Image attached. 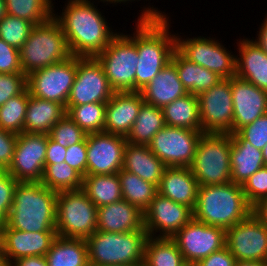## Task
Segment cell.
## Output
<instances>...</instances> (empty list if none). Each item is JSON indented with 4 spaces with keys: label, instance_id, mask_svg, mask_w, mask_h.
Returning a JSON list of instances; mask_svg holds the SVG:
<instances>
[{
    "label": "cell",
    "instance_id": "cell-62",
    "mask_svg": "<svg viewBox=\"0 0 267 266\" xmlns=\"http://www.w3.org/2000/svg\"><path fill=\"white\" fill-rule=\"evenodd\" d=\"M185 266H196V264H185Z\"/></svg>",
    "mask_w": 267,
    "mask_h": 266
},
{
    "label": "cell",
    "instance_id": "cell-57",
    "mask_svg": "<svg viewBox=\"0 0 267 266\" xmlns=\"http://www.w3.org/2000/svg\"><path fill=\"white\" fill-rule=\"evenodd\" d=\"M7 14L6 1L0 0V20Z\"/></svg>",
    "mask_w": 267,
    "mask_h": 266
},
{
    "label": "cell",
    "instance_id": "cell-8",
    "mask_svg": "<svg viewBox=\"0 0 267 266\" xmlns=\"http://www.w3.org/2000/svg\"><path fill=\"white\" fill-rule=\"evenodd\" d=\"M97 217V206L82 189L58 192L57 236L86 240L97 230Z\"/></svg>",
    "mask_w": 267,
    "mask_h": 266
},
{
    "label": "cell",
    "instance_id": "cell-45",
    "mask_svg": "<svg viewBox=\"0 0 267 266\" xmlns=\"http://www.w3.org/2000/svg\"><path fill=\"white\" fill-rule=\"evenodd\" d=\"M237 133L252 146L262 150L267 144V113L242 127Z\"/></svg>",
    "mask_w": 267,
    "mask_h": 266
},
{
    "label": "cell",
    "instance_id": "cell-40",
    "mask_svg": "<svg viewBox=\"0 0 267 266\" xmlns=\"http://www.w3.org/2000/svg\"><path fill=\"white\" fill-rule=\"evenodd\" d=\"M29 90L9 99L0 107V127L12 133L24 132V120L29 101Z\"/></svg>",
    "mask_w": 267,
    "mask_h": 266
},
{
    "label": "cell",
    "instance_id": "cell-42",
    "mask_svg": "<svg viewBox=\"0 0 267 266\" xmlns=\"http://www.w3.org/2000/svg\"><path fill=\"white\" fill-rule=\"evenodd\" d=\"M87 134L66 114L52 128L49 137L63 147L82 142Z\"/></svg>",
    "mask_w": 267,
    "mask_h": 266
},
{
    "label": "cell",
    "instance_id": "cell-1",
    "mask_svg": "<svg viewBox=\"0 0 267 266\" xmlns=\"http://www.w3.org/2000/svg\"><path fill=\"white\" fill-rule=\"evenodd\" d=\"M170 21L165 12L156 7L149 5L141 10L132 33L139 58L135 92L142 90L171 61L176 36L170 32Z\"/></svg>",
    "mask_w": 267,
    "mask_h": 266
},
{
    "label": "cell",
    "instance_id": "cell-16",
    "mask_svg": "<svg viewBox=\"0 0 267 266\" xmlns=\"http://www.w3.org/2000/svg\"><path fill=\"white\" fill-rule=\"evenodd\" d=\"M48 135L24 132L18 134L13 160L7 170L18 182H41Z\"/></svg>",
    "mask_w": 267,
    "mask_h": 266
},
{
    "label": "cell",
    "instance_id": "cell-27",
    "mask_svg": "<svg viewBox=\"0 0 267 266\" xmlns=\"http://www.w3.org/2000/svg\"><path fill=\"white\" fill-rule=\"evenodd\" d=\"M231 182L243 185L246 180L265 166L262 150L252 146L237 132L231 134Z\"/></svg>",
    "mask_w": 267,
    "mask_h": 266
},
{
    "label": "cell",
    "instance_id": "cell-38",
    "mask_svg": "<svg viewBox=\"0 0 267 266\" xmlns=\"http://www.w3.org/2000/svg\"><path fill=\"white\" fill-rule=\"evenodd\" d=\"M67 115L86 133L103 132L106 103L66 105Z\"/></svg>",
    "mask_w": 267,
    "mask_h": 266
},
{
    "label": "cell",
    "instance_id": "cell-34",
    "mask_svg": "<svg viewBox=\"0 0 267 266\" xmlns=\"http://www.w3.org/2000/svg\"><path fill=\"white\" fill-rule=\"evenodd\" d=\"M82 190L97 208L122 200V190L118 174L86 175Z\"/></svg>",
    "mask_w": 267,
    "mask_h": 266
},
{
    "label": "cell",
    "instance_id": "cell-11",
    "mask_svg": "<svg viewBox=\"0 0 267 266\" xmlns=\"http://www.w3.org/2000/svg\"><path fill=\"white\" fill-rule=\"evenodd\" d=\"M77 73V57L36 70L27 76L30 95L62 104L65 108Z\"/></svg>",
    "mask_w": 267,
    "mask_h": 266
},
{
    "label": "cell",
    "instance_id": "cell-23",
    "mask_svg": "<svg viewBox=\"0 0 267 266\" xmlns=\"http://www.w3.org/2000/svg\"><path fill=\"white\" fill-rule=\"evenodd\" d=\"M97 215L98 231L125 233L145 229L144 212L123 199L97 208Z\"/></svg>",
    "mask_w": 267,
    "mask_h": 266
},
{
    "label": "cell",
    "instance_id": "cell-32",
    "mask_svg": "<svg viewBox=\"0 0 267 266\" xmlns=\"http://www.w3.org/2000/svg\"><path fill=\"white\" fill-rule=\"evenodd\" d=\"M162 111L166 125L202 131L197 95L187 93L165 105Z\"/></svg>",
    "mask_w": 267,
    "mask_h": 266
},
{
    "label": "cell",
    "instance_id": "cell-6",
    "mask_svg": "<svg viewBox=\"0 0 267 266\" xmlns=\"http://www.w3.org/2000/svg\"><path fill=\"white\" fill-rule=\"evenodd\" d=\"M147 231L113 233L96 230L86 239L89 265H124L144 261Z\"/></svg>",
    "mask_w": 267,
    "mask_h": 266
},
{
    "label": "cell",
    "instance_id": "cell-54",
    "mask_svg": "<svg viewBox=\"0 0 267 266\" xmlns=\"http://www.w3.org/2000/svg\"><path fill=\"white\" fill-rule=\"evenodd\" d=\"M259 31H257V39H252L262 50L267 54V16L265 15L264 21H262Z\"/></svg>",
    "mask_w": 267,
    "mask_h": 266
},
{
    "label": "cell",
    "instance_id": "cell-31",
    "mask_svg": "<svg viewBox=\"0 0 267 266\" xmlns=\"http://www.w3.org/2000/svg\"><path fill=\"white\" fill-rule=\"evenodd\" d=\"M45 258L48 266H89L87 242L57 236Z\"/></svg>",
    "mask_w": 267,
    "mask_h": 266
},
{
    "label": "cell",
    "instance_id": "cell-3",
    "mask_svg": "<svg viewBox=\"0 0 267 266\" xmlns=\"http://www.w3.org/2000/svg\"><path fill=\"white\" fill-rule=\"evenodd\" d=\"M57 195L40 182H18L6 225L27 232L56 231Z\"/></svg>",
    "mask_w": 267,
    "mask_h": 266
},
{
    "label": "cell",
    "instance_id": "cell-29",
    "mask_svg": "<svg viewBox=\"0 0 267 266\" xmlns=\"http://www.w3.org/2000/svg\"><path fill=\"white\" fill-rule=\"evenodd\" d=\"M66 108L57 102L29 96L24 120V133L49 134L51 128L66 113Z\"/></svg>",
    "mask_w": 267,
    "mask_h": 266
},
{
    "label": "cell",
    "instance_id": "cell-58",
    "mask_svg": "<svg viewBox=\"0 0 267 266\" xmlns=\"http://www.w3.org/2000/svg\"><path fill=\"white\" fill-rule=\"evenodd\" d=\"M0 266H10L0 247Z\"/></svg>",
    "mask_w": 267,
    "mask_h": 266
},
{
    "label": "cell",
    "instance_id": "cell-33",
    "mask_svg": "<svg viewBox=\"0 0 267 266\" xmlns=\"http://www.w3.org/2000/svg\"><path fill=\"white\" fill-rule=\"evenodd\" d=\"M165 125L162 108L144 103L126 141L134 145H149L155 134Z\"/></svg>",
    "mask_w": 267,
    "mask_h": 266
},
{
    "label": "cell",
    "instance_id": "cell-51",
    "mask_svg": "<svg viewBox=\"0 0 267 266\" xmlns=\"http://www.w3.org/2000/svg\"><path fill=\"white\" fill-rule=\"evenodd\" d=\"M67 147L52 140L48 135L45 164H57L65 161Z\"/></svg>",
    "mask_w": 267,
    "mask_h": 266
},
{
    "label": "cell",
    "instance_id": "cell-30",
    "mask_svg": "<svg viewBox=\"0 0 267 266\" xmlns=\"http://www.w3.org/2000/svg\"><path fill=\"white\" fill-rule=\"evenodd\" d=\"M171 61L176 66L183 87L193 95L198 96L223 79L217 73L189 61L177 49L173 51Z\"/></svg>",
    "mask_w": 267,
    "mask_h": 266
},
{
    "label": "cell",
    "instance_id": "cell-25",
    "mask_svg": "<svg viewBox=\"0 0 267 266\" xmlns=\"http://www.w3.org/2000/svg\"><path fill=\"white\" fill-rule=\"evenodd\" d=\"M237 44L236 76L267 91V54L250 38Z\"/></svg>",
    "mask_w": 267,
    "mask_h": 266
},
{
    "label": "cell",
    "instance_id": "cell-47",
    "mask_svg": "<svg viewBox=\"0 0 267 266\" xmlns=\"http://www.w3.org/2000/svg\"><path fill=\"white\" fill-rule=\"evenodd\" d=\"M0 73H23L19 49L0 38Z\"/></svg>",
    "mask_w": 267,
    "mask_h": 266
},
{
    "label": "cell",
    "instance_id": "cell-48",
    "mask_svg": "<svg viewBox=\"0 0 267 266\" xmlns=\"http://www.w3.org/2000/svg\"><path fill=\"white\" fill-rule=\"evenodd\" d=\"M65 162L82 177L87 175V144L86 138L77 144L67 146Z\"/></svg>",
    "mask_w": 267,
    "mask_h": 266
},
{
    "label": "cell",
    "instance_id": "cell-9",
    "mask_svg": "<svg viewBox=\"0 0 267 266\" xmlns=\"http://www.w3.org/2000/svg\"><path fill=\"white\" fill-rule=\"evenodd\" d=\"M115 92H135L138 52L133 35L118 32L109 45L95 57Z\"/></svg>",
    "mask_w": 267,
    "mask_h": 266
},
{
    "label": "cell",
    "instance_id": "cell-5",
    "mask_svg": "<svg viewBox=\"0 0 267 266\" xmlns=\"http://www.w3.org/2000/svg\"><path fill=\"white\" fill-rule=\"evenodd\" d=\"M19 51L22 71L26 76L71 57L65 34L53 16L34 25Z\"/></svg>",
    "mask_w": 267,
    "mask_h": 266
},
{
    "label": "cell",
    "instance_id": "cell-43",
    "mask_svg": "<svg viewBox=\"0 0 267 266\" xmlns=\"http://www.w3.org/2000/svg\"><path fill=\"white\" fill-rule=\"evenodd\" d=\"M242 189L251 206L267 197V166H263L251 175L242 185Z\"/></svg>",
    "mask_w": 267,
    "mask_h": 266
},
{
    "label": "cell",
    "instance_id": "cell-26",
    "mask_svg": "<svg viewBox=\"0 0 267 266\" xmlns=\"http://www.w3.org/2000/svg\"><path fill=\"white\" fill-rule=\"evenodd\" d=\"M139 92L146 104L159 108H163L188 93L183 87L172 61Z\"/></svg>",
    "mask_w": 267,
    "mask_h": 266
},
{
    "label": "cell",
    "instance_id": "cell-36",
    "mask_svg": "<svg viewBox=\"0 0 267 266\" xmlns=\"http://www.w3.org/2000/svg\"><path fill=\"white\" fill-rule=\"evenodd\" d=\"M117 174L120 179L122 199L144 212L158 194V186L123 169Z\"/></svg>",
    "mask_w": 267,
    "mask_h": 266
},
{
    "label": "cell",
    "instance_id": "cell-28",
    "mask_svg": "<svg viewBox=\"0 0 267 266\" xmlns=\"http://www.w3.org/2000/svg\"><path fill=\"white\" fill-rule=\"evenodd\" d=\"M165 164L150 150L148 145H134L127 142L122 169L141 179L159 186Z\"/></svg>",
    "mask_w": 267,
    "mask_h": 266
},
{
    "label": "cell",
    "instance_id": "cell-18",
    "mask_svg": "<svg viewBox=\"0 0 267 266\" xmlns=\"http://www.w3.org/2000/svg\"><path fill=\"white\" fill-rule=\"evenodd\" d=\"M87 175L118 173L123 166L126 137L99 132L86 136Z\"/></svg>",
    "mask_w": 267,
    "mask_h": 266
},
{
    "label": "cell",
    "instance_id": "cell-61",
    "mask_svg": "<svg viewBox=\"0 0 267 266\" xmlns=\"http://www.w3.org/2000/svg\"><path fill=\"white\" fill-rule=\"evenodd\" d=\"M262 154H263L264 164L265 166H267V144L262 149Z\"/></svg>",
    "mask_w": 267,
    "mask_h": 266
},
{
    "label": "cell",
    "instance_id": "cell-19",
    "mask_svg": "<svg viewBox=\"0 0 267 266\" xmlns=\"http://www.w3.org/2000/svg\"><path fill=\"white\" fill-rule=\"evenodd\" d=\"M192 218L190 207L158 193L144 211V227L148 236L172 238Z\"/></svg>",
    "mask_w": 267,
    "mask_h": 266
},
{
    "label": "cell",
    "instance_id": "cell-2",
    "mask_svg": "<svg viewBox=\"0 0 267 266\" xmlns=\"http://www.w3.org/2000/svg\"><path fill=\"white\" fill-rule=\"evenodd\" d=\"M62 12L53 17L60 24L71 56L96 57L118 33L91 0H68ZM109 24V25H108Z\"/></svg>",
    "mask_w": 267,
    "mask_h": 266
},
{
    "label": "cell",
    "instance_id": "cell-37",
    "mask_svg": "<svg viewBox=\"0 0 267 266\" xmlns=\"http://www.w3.org/2000/svg\"><path fill=\"white\" fill-rule=\"evenodd\" d=\"M83 177L65 161L45 164L41 184L55 192L82 189Z\"/></svg>",
    "mask_w": 267,
    "mask_h": 266
},
{
    "label": "cell",
    "instance_id": "cell-39",
    "mask_svg": "<svg viewBox=\"0 0 267 266\" xmlns=\"http://www.w3.org/2000/svg\"><path fill=\"white\" fill-rule=\"evenodd\" d=\"M8 15L28 20L34 25L44 23L53 16L52 0H5Z\"/></svg>",
    "mask_w": 267,
    "mask_h": 266
},
{
    "label": "cell",
    "instance_id": "cell-44",
    "mask_svg": "<svg viewBox=\"0 0 267 266\" xmlns=\"http://www.w3.org/2000/svg\"><path fill=\"white\" fill-rule=\"evenodd\" d=\"M26 89L27 76L24 73H0V107Z\"/></svg>",
    "mask_w": 267,
    "mask_h": 266
},
{
    "label": "cell",
    "instance_id": "cell-21",
    "mask_svg": "<svg viewBox=\"0 0 267 266\" xmlns=\"http://www.w3.org/2000/svg\"><path fill=\"white\" fill-rule=\"evenodd\" d=\"M56 237V231L27 232L5 225L0 247L10 265L23 257L45 256Z\"/></svg>",
    "mask_w": 267,
    "mask_h": 266
},
{
    "label": "cell",
    "instance_id": "cell-24",
    "mask_svg": "<svg viewBox=\"0 0 267 266\" xmlns=\"http://www.w3.org/2000/svg\"><path fill=\"white\" fill-rule=\"evenodd\" d=\"M198 189V181L189 167H166L158 186V193L194 210Z\"/></svg>",
    "mask_w": 267,
    "mask_h": 266
},
{
    "label": "cell",
    "instance_id": "cell-60",
    "mask_svg": "<svg viewBox=\"0 0 267 266\" xmlns=\"http://www.w3.org/2000/svg\"><path fill=\"white\" fill-rule=\"evenodd\" d=\"M6 220L0 215V237L2 234V230L5 228Z\"/></svg>",
    "mask_w": 267,
    "mask_h": 266
},
{
    "label": "cell",
    "instance_id": "cell-50",
    "mask_svg": "<svg viewBox=\"0 0 267 266\" xmlns=\"http://www.w3.org/2000/svg\"><path fill=\"white\" fill-rule=\"evenodd\" d=\"M236 259L225 246L221 250L211 253L200 260L196 266H235Z\"/></svg>",
    "mask_w": 267,
    "mask_h": 266
},
{
    "label": "cell",
    "instance_id": "cell-13",
    "mask_svg": "<svg viewBox=\"0 0 267 266\" xmlns=\"http://www.w3.org/2000/svg\"><path fill=\"white\" fill-rule=\"evenodd\" d=\"M203 133H233V97L230 78H223L215 86L198 95Z\"/></svg>",
    "mask_w": 267,
    "mask_h": 266
},
{
    "label": "cell",
    "instance_id": "cell-53",
    "mask_svg": "<svg viewBox=\"0 0 267 266\" xmlns=\"http://www.w3.org/2000/svg\"><path fill=\"white\" fill-rule=\"evenodd\" d=\"M252 214L265 226H267V197L252 206Z\"/></svg>",
    "mask_w": 267,
    "mask_h": 266
},
{
    "label": "cell",
    "instance_id": "cell-55",
    "mask_svg": "<svg viewBox=\"0 0 267 266\" xmlns=\"http://www.w3.org/2000/svg\"><path fill=\"white\" fill-rule=\"evenodd\" d=\"M235 266H267V261H236Z\"/></svg>",
    "mask_w": 267,
    "mask_h": 266
},
{
    "label": "cell",
    "instance_id": "cell-46",
    "mask_svg": "<svg viewBox=\"0 0 267 266\" xmlns=\"http://www.w3.org/2000/svg\"><path fill=\"white\" fill-rule=\"evenodd\" d=\"M17 183L18 181L7 170H0V215L5 220L12 208Z\"/></svg>",
    "mask_w": 267,
    "mask_h": 266
},
{
    "label": "cell",
    "instance_id": "cell-4",
    "mask_svg": "<svg viewBox=\"0 0 267 266\" xmlns=\"http://www.w3.org/2000/svg\"><path fill=\"white\" fill-rule=\"evenodd\" d=\"M252 213L242 186L229 182L199 186L193 218L225 231Z\"/></svg>",
    "mask_w": 267,
    "mask_h": 266
},
{
    "label": "cell",
    "instance_id": "cell-10",
    "mask_svg": "<svg viewBox=\"0 0 267 266\" xmlns=\"http://www.w3.org/2000/svg\"><path fill=\"white\" fill-rule=\"evenodd\" d=\"M175 36L176 49L189 61L217 73L222 78L236 76V55L218 39L206 36L184 39L178 33Z\"/></svg>",
    "mask_w": 267,
    "mask_h": 266
},
{
    "label": "cell",
    "instance_id": "cell-20",
    "mask_svg": "<svg viewBox=\"0 0 267 266\" xmlns=\"http://www.w3.org/2000/svg\"><path fill=\"white\" fill-rule=\"evenodd\" d=\"M233 97V133L267 113V91L238 78H230Z\"/></svg>",
    "mask_w": 267,
    "mask_h": 266
},
{
    "label": "cell",
    "instance_id": "cell-14",
    "mask_svg": "<svg viewBox=\"0 0 267 266\" xmlns=\"http://www.w3.org/2000/svg\"><path fill=\"white\" fill-rule=\"evenodd\" d=\"M226 231L192 218L172 239L186 264H197L211 253L225 247Z\"/></svg>",
    "mask_w": 267,
    "mask_h": 266
},
{
    "label": "cell",
    "instance_id": "cell-52",
    "mask_svg": "<svg viewBox=\"0 0 267 266\" xmlns=\"http://www.w3.org/2000/svg\"><path fill=\"white\" fill-rule=\"evenodd\" d=\"M10 266H48L45 256H30L20 258L10 264Z\"/></svg>",
    "mask_w": 267,
    "mask_h": 266
},
{
    "label": "cell",
    "instance_id": "cell-35",
    "mask_svg": "<svg viewBox=\"0 0 267 266\" xmlns=\"http://www.w3.org/2000/svg\"><path fill=\"white\" fill-rule=\"evenodd\" d=\"M145 266H185L186 262L172 238L148 236L144 250Z\"/></svg>",
    "mask_w": 267,
    "mask_h": 266
},
{
    "label": "cell",
    "instance_id": "cell-15",
    "mask_svg": "<svg viewBox=\"0 0 267 266\" xmlns=\"http://www.w3.org/2000/svg\"><path fill=\"white\" fill-rule=\"evenodd\" d=\"M114 93L95 57H77V73L67 105L107 103Z\"/></svg>",
    "mask_w": 267,
    "mask_h": 266
},
{
    "label": "cell",
    "instance_id": "cell-12",
    "mask_svg": "<svg viewBox=\"0 0 267 266\" xmlns=\"http://www.w3.org/2000/svg\"><path fill=\"white\" fill-rule=\"evenodd\" d=\"M202 131L165 125L148 145L166 167H190Z\"/></svg>",
    "mask_w": 267,
    "mask_h": 266
},
{
    "label": "cell",
    "instance_id": "cell-17",
    "mask_svg": "<svg viewBox=\"0 0 267 266\" xmlns=\"http://www.w3.org/2000/svg\"><path fill=\"white\" fill-rule=\"evenodd\" d=\"M225 246L236 261H267V226L251 213L226 230Z\"/></svg>",
    "mask_w": 267,
    "mask_h": 266
},
{
    "label": "cell",
    "instance_id": "cell-22",
    "mask_svg": "<svg viewBox=\"0 0 267 266\" xmlns=\"http://www.w3.org/2000/svg\"><path fill=\"white\" fill-rule=\"evenodd\" d=\"M144 103L140 92H115L106 103L103 132L127 137Z\"/></svg>",
    "mask_w": 267,
    "mask_h": 266
},
{
    "label": "cell",
    "instance_id": "cell-7",
    "mask_svg": "<svg viewBox=\"0 0 267 266\" xmlns=\"http://www.w3.org/2000/svg\"><path fill=\"white\" fill-rule=\"evenodd\" d=\"M231 134L203 133L190 170L199 186L231 182Z\"/></svg>",
    "mask_w": 267,
    "mask_h": 266
},
{
    "label": "cell",
    "instance_id": "cell-41",
    "mask_svg": "<svg viewBox=\"0 0 267 266\" xmlns=\"http://www.w3.org/2000/svg\"><path fill=\"white\" fill-rule=\"evenodd\" d=\"M33 27L34 24L28 20L6 14L0 20V38L8 45L20 49Z\"/></svg>",
    "mask_w": 267,
    "mask_h": 266
},
{
    "label": "cell",
    "instance_id": "cell-56",
    "mask_svg": "<svg viewBox=\"0 0 267 266\" xmlns=\"http://www.w3.org/2000/svg\"><path fill=\"white\" fill-rule=\"evenodd\" d=\"M97 1V0H96ZM101 2L105 3L106 2V5L109 3V4H114V5H117V3H119L121 5V3H129L130 2H133L135 0H100ZM137 1V0H136ZM138 1H141V0H138Z\"/></svg>",
    "mask_w": 267,
    "mask_h": 266
},
{
    "label": "cell",
    "instance_id": "cell-49",
    "mask_svg": "<svg viewBox=\"0 0 267 266\" xmlns=\"http://www.w3.org/2000/svg\"><path fill=\"white\" fill-rule=\"evenodd\" d=\"M17 134L0 127V170H8L13 160Z\"/></svg>",
    "mask_w": 267,
    "mask_h": 266
},
{
    "label": "cell",
    "instance_id": "cell-59",
    "mask_svg": "<svg viewBox=\"0 0 267 266\" xmlns=\"http://www.w3.org/2000/svg\"><path fill=\"white\" fill-rule=\"evenodd\" d=\"M89 266H145L144 261L140 263H135V264H124V265H89Z\"/></svg>",
    "mask_w": 267,
    "mask_h": 266
}]
</instances>
